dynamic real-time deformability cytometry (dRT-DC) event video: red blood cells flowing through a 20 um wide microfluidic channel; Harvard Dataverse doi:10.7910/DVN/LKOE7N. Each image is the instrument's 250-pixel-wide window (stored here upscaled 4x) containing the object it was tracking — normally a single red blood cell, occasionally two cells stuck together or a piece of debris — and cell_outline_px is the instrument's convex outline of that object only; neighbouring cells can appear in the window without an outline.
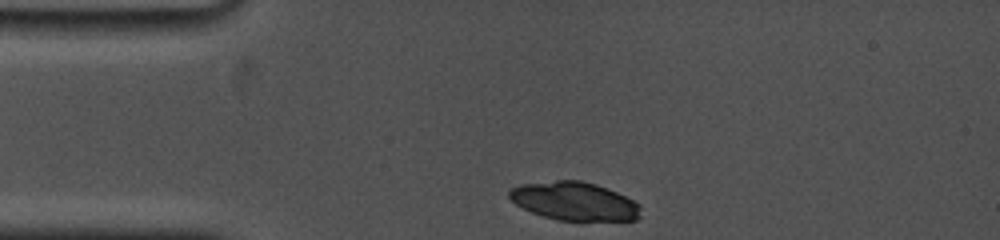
{"species": "common noctule bat (a hibernating species)", "species_latin": "Nyctalus noctula", "temperature_condition": "cold", "stored_images_in_passage": 4, "camera_frame_rate_fps": 5000, "um_per_image_px": 0.085, "animal": {"sex": "female", "body_mass_g": 19.0, "forearm_length_mm": 53.3}, "frame": {"image": 1, "passage_image": 1, "time_ms": 0.0, "image_size_px": [1000, 240], "cell_outline_px": [[640, 216], [636, 220], [556, 220], [532, 212], [516, 204], [508, 196], [508, 192], [512, 188], [520, 184], [556, 180], [580, 180], [596, 184], [616, 192], [640, 204]], "centroid_in_image_um": [48.81, 17.09], "position_along_channel_um": 36.2, "area_um2": 29.19}}